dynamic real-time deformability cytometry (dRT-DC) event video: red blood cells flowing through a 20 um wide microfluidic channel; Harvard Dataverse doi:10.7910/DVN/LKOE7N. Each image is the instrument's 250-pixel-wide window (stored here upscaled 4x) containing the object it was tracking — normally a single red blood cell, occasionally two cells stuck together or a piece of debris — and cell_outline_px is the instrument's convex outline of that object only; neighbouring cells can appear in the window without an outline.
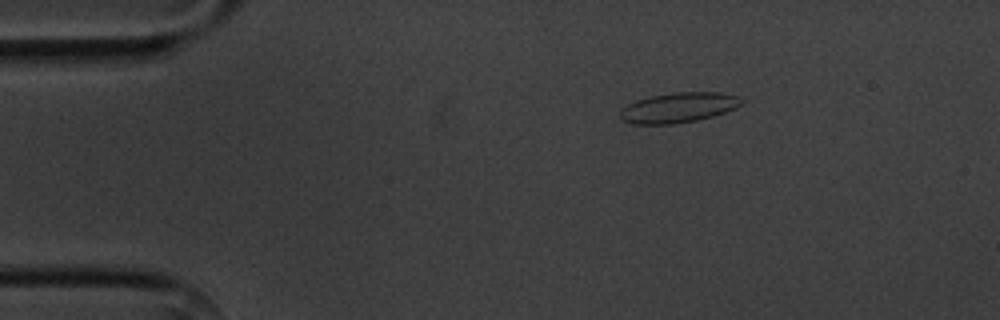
{"species": "common noctule bat (a hibernating species)", "species_latin": "Nyctalus noctula", "temperature_condition": "cold", "stored_images_in_passage": 6, "camera_frame_rate_fps": 3000, "um_per_image_px": 0.085, "animal": {"sex": "male", "body_mass_g": 20.1, "forearm_length_mm": 53.5}, "frame": {"image": 1, "passage_image": 3, "time_ms": 2.333, "image_size_px": [1000, 320], "cell_outline_px": [[744, 104], [736, 108], [712, 116], [696, 120], [672, 124], [632, 124], [620, 120], [620, 108], [636, 100], [652, 96], [676, 92], [720, 92], [740, 96], [744, 100]], "centroid_in_image_um": [57.68, 9.14], "position_along_channel_um": 27.3, "area_um2": 21.44}}